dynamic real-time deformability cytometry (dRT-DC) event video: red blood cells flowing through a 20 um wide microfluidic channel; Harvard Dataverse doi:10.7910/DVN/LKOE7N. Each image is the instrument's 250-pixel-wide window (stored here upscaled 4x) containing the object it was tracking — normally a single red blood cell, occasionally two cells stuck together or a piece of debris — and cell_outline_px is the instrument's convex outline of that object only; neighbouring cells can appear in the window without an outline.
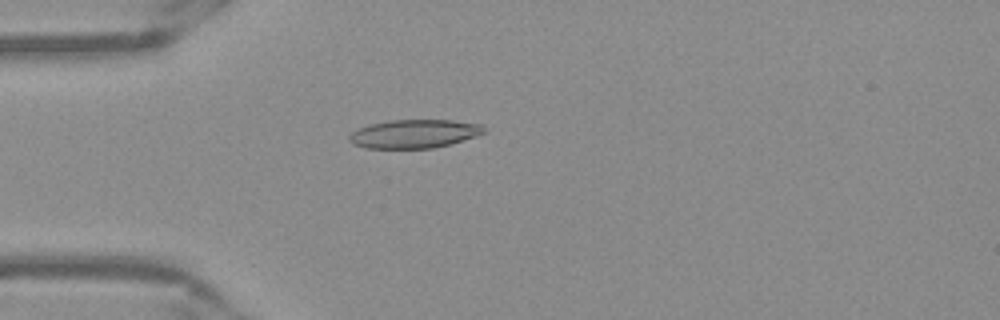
{"species": "Egyptian fruit bat (a non-hibernating species)", "species_latin": "Rousettus aegyptiacus", "temperature_condition": "warm", "stored_images_in_passage": 51, "camera_frame_rate_fps": 3000, "um_per_image_px": 0.085, "frame": {"image": 1, "passage_image": 14, "time_ms": 4.333, "image_size_px": [1000, 320], "cell_outline_px": [[484, 132], [476, 136], [448, 144], [432, 148], [364, 148], [352, 144], [348, 140], [348, 136], [352, 132], [360, 128], [372, 124], [392, 120], [452, 120], [480, 124], [484, 128]], "centroid_in_image_um": [35.17, 11.37], "position_along_channel_um": 49.8, "area_um2": 22.14}}
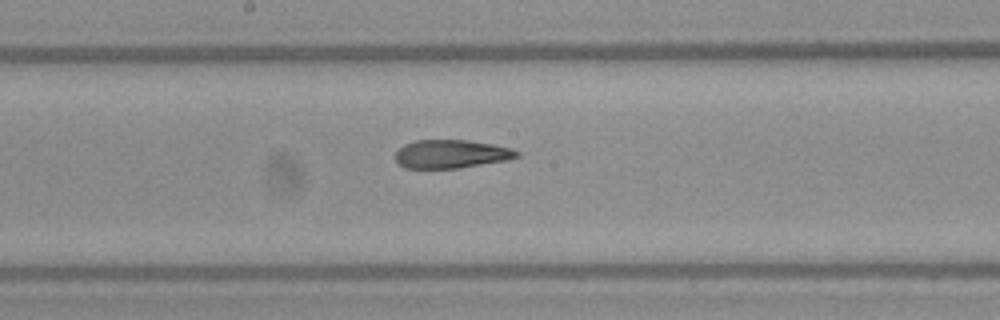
{"frame": {"image": 2, "passage_image": 27, "time_ms": 8.667, "image_size_px": [1000, 320], "cell_outline_px": [[520, 156], [504, 160], [460, 168], [404, 168], [396, 160], [396, 152], [404, 144], [416, 140], [468, 140], [492, 144], [512, 148], [520, 152]], "centroid_in_image_um": [38.36, 13.08], "position_along_channel_um": 209.8, "area_um2": 20.0}}
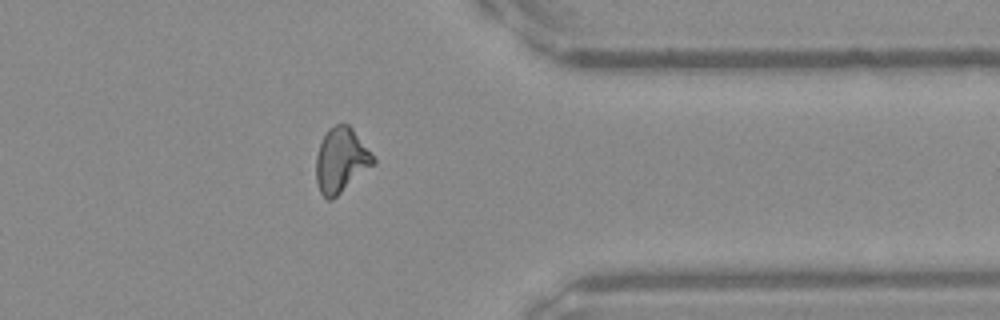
{"frame": {"image": 3, "passage_image": 41, "time_ms": 13.333, "image_size_px": [1000, 320], "cell_outline_px": [[376, 164], [332, 200], [328, 200], [320, 192], [316, 180], [316, 156], [320, 144], [328, 128], [336, 124], [348, 124], [352, 128], [376, 156]], "centroid_in_image_um": [29.03, 13.62], "position_along_channel_um": 382.4, "area_um2": 21.85}, "authors_computed_cell_mechanics": {"area_um2": 21.386, "velocity_mm_per_s": 3.9418, "shape_relaxation_time_tau1_ms": null, "shape_relaxation_time_tau2_ms": 2.1698, "deformation_change_tau1": null, "deformation_change_tau2": 0.0899}}